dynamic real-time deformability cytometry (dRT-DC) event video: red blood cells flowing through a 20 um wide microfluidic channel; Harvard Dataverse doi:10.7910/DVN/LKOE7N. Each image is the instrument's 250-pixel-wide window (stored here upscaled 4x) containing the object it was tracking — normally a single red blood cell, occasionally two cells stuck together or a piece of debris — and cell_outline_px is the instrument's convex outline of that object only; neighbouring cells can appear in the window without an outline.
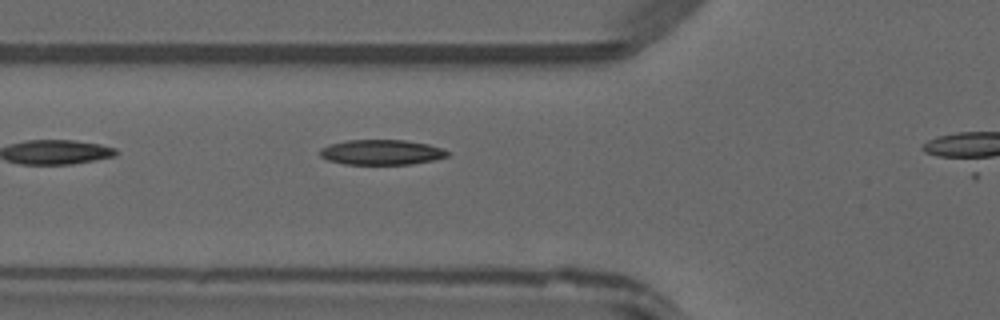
{"species": "common noctule bat (a hibernating species)", "species_latin": "Nyctalus noctula", "temperature_condition": "warm", "stored_images_in_passage": 6, "camera_frame_rate_fps": 3000, "um_per_image_px": 0.085, "animal": {"sex": "male", "forearm_length_mm": 52.5}, "frame": {"image": 1, "passage_image": 3, "time_ms": 0.667, "image_size_px": [1000, 320], "cell_outline_px": [[448, 156], [432, 160], [412, 164], [344, 164], [328, 160], [320, 156], [320, 148], [328, 144], [348, 140], [404, 140], [428, 144], [440, 148], [448, 152]], "centroid_in_image_um": [32.38, 12.94], "position_along_channel_um": 93.4, "area_um2": 18.55}}